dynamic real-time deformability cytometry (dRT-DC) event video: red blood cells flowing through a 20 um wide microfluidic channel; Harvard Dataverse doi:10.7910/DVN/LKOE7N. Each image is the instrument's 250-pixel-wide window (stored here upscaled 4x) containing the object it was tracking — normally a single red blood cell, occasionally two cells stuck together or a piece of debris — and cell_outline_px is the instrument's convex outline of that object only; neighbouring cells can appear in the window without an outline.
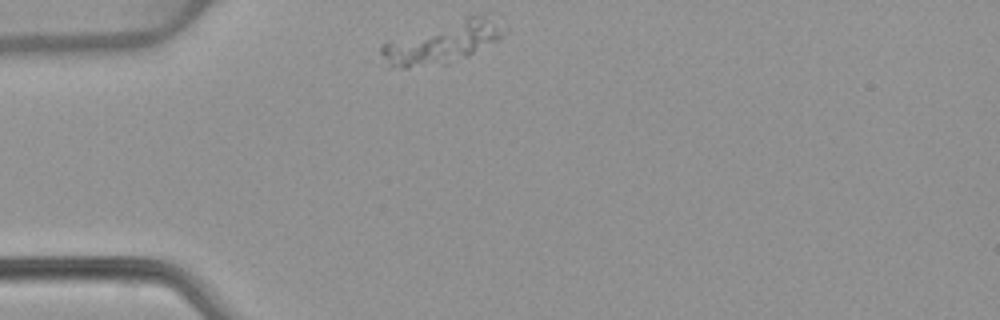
{"species": "common noctule bat (a hibernating species)", "species_latin": "Nyctalus noctula", "temperature_condition": "warm", "stored_images_in_passage": 43, "camera_frame_rate_fps": 3000, "um_per_image_px": 0.085, "animal": {"sex": "female", "body_mass_g": 22.7, "forearm_length_mm": 54.2}, "frame": {"image": 1, "passage_image": 1, "time_ms": 0.0, "image_size_px": [1000, 320], "cell_outline_px": [[504, 36], [500, 40], [468, 56], [448, 64], [408, 68], [388, 68], [380, 52], [380, 48], [384, 44], [468, 16], [484, 16], [504, 32]], "centroid_in_image_um": [37.56, 3.71], "position_along_channel_um": 47.4, "area_um2": 28.38}}
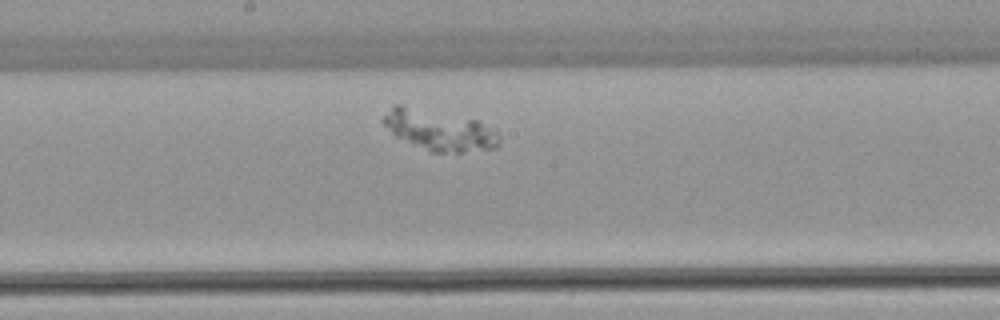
{"frame": {"image": 2, "passage_image": 16, "time_ms": 5.0, "image_size_px": [1000, 320], "cell_outline_px": [[500, 144], [496, 148], [464, 152], [432, 152], [396, 136], [380, 120], [396, 104], [404, 104], [476, 120], [496, 128], [500, 136]], "centroid_in_image_um": [37.4, 11.06], "position_along_channel_um": 210.8, "area_um2": 27.34}}
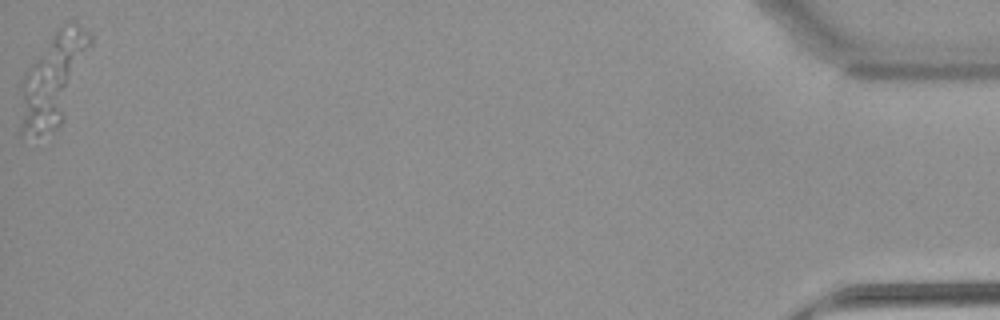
{"frame": {"image": 3, "passage_image": 42, "time_ms": 13.667, "image_size_px": [1000, 320], "cell_outline_px": [[92, 44], [64, 120], [56, 128], [36, 136], [20, 136], [20, 80], [24, 72], [60, 24], [92, 36]], "centroid_in_image_um": [4.45, 6.88], "position_along_channel_um": 430.7, "area_um2": 36.93}}